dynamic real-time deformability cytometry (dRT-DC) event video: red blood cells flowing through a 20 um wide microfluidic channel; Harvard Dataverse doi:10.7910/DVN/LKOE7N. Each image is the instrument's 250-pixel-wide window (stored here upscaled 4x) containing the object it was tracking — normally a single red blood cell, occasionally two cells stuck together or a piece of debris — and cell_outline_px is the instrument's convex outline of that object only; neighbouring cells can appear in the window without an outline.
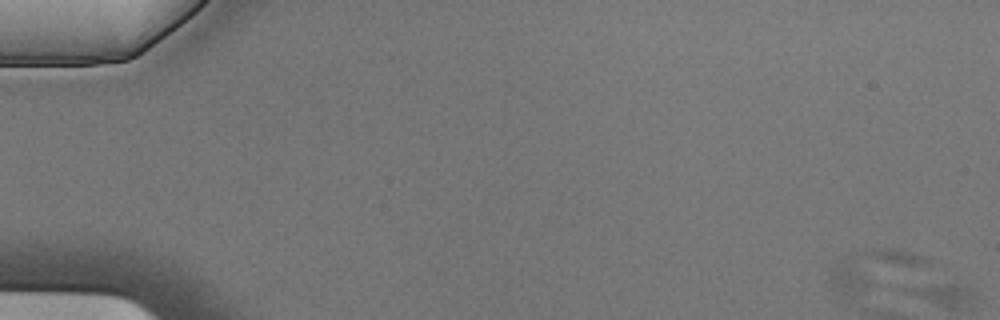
{"species": "Egyptian fruit bat (a non-hibernating species)", "species_latin": "Rousettus aegyptiacus", "temperature_condition": "cold", "stored_images_in_passage": 6, "camera_frame_rate_fps": 3000, "um_per_image_px": 0.085, "animal": {"sex": "male"}, "frame": {"image": 1, "passage_image": 1, "time_ms": 0.0, "image_size_px": [1000, 320], "cell_outline_px": [[932, 264], [840, 304], [828, 280], [832, 268], [840, 260], [856, 252], [872, 248], [888, 248], [908, 252], [924, 256]], "centroid_in_image_um": [74.12, 23.03], "position_along_channel_um": 10.9, "area_um2": 23.24}}